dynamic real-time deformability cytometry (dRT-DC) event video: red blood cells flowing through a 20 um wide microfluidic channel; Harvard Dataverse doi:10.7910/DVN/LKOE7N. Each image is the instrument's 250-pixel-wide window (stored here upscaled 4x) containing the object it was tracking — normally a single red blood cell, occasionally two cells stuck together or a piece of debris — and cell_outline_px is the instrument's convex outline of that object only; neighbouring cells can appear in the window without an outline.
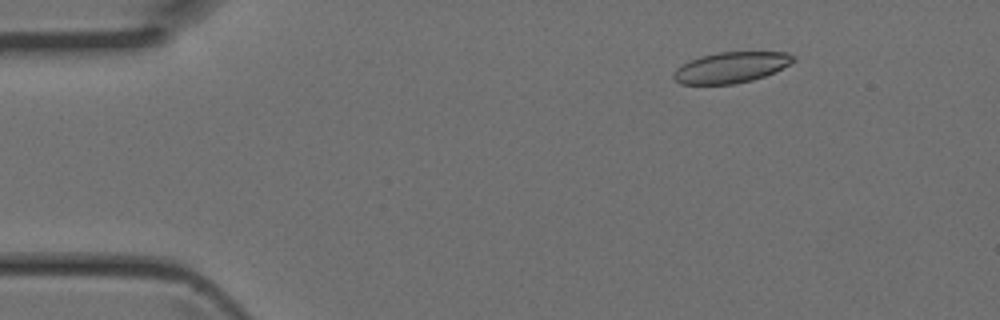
{"species": "Egyptian fruit bat (a non-hibernating species)", "species_latin": "Rousettus aegyptiacus", "temperature_condition": "room temperature", "stored_images_in_passage": 42, "camera_frame_rate_fps": 3000, "um_per_image_px": 0.085, "animal": {"sex": "female"}, "frame": {"image": 1, "passage_image": 6, "time_ms": 1.667, "image_size_px": [1000, 320], "cell_outline_px": [[796, 60], [764, 76], [752, 80], [736, 84], [680, 84], [672, 76], [672, 72], [676, 68], [688, 60], [700, 56], [720, 52], [788, 52], [796, 56]], "centroid_in_image_um": [62.1, 5.73], "position_along_channel_um": 22.9, "area_um2": 21.5}}
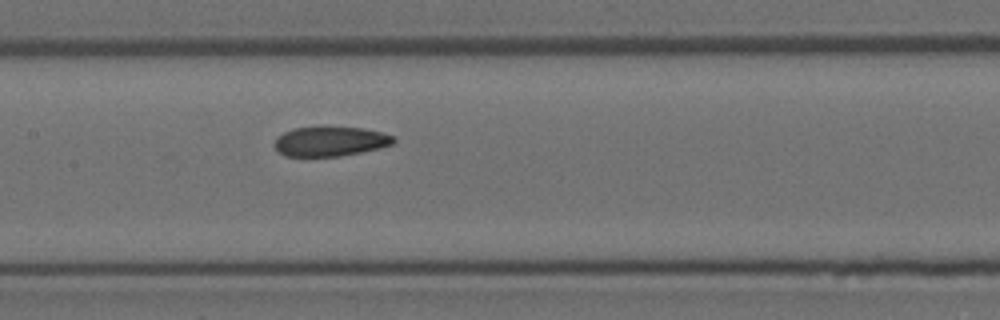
{"frame": {"image": 2, "passage_image": 21, "time_ms": 6.667, "image_size_px": [1000, 320], "cell_outline_px": [[396, 140], [392, 144], [380, 148], [340, 156], [284, 156], [276, 148], [276, 140], [284, 132], [292, 128], [364, 128], [384, 132], [396, 136]], "centroid_in_image_um": [28.15, 12.02], "position_along_channel_um": 179.3, "area_um2": 20.23}}
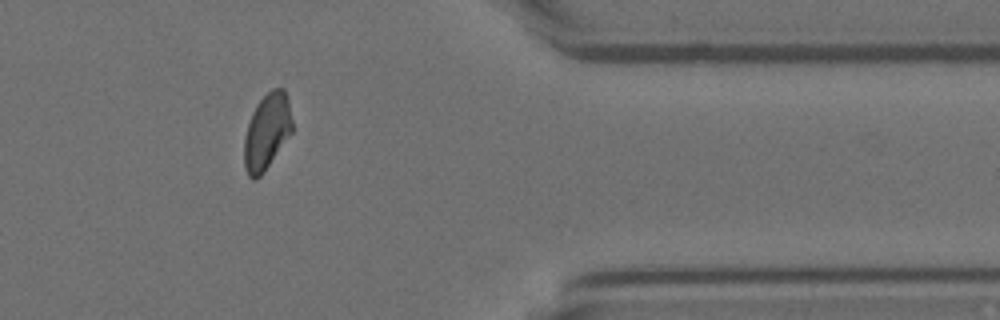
{"frame": {"image": 3, "passage_image": 36, "time_ms": 11.667, "image_size_px": [1000, 320], "cell_outline_px": [[292, 132], [264, 172], [256, 180], [252, 180], [248, 176], [244, 168], [244, 140], [248, 124], [252, 112], [256, 104], [272, 88], [284, 88], [288, 96], [292, 120]], "centroid_in_image_um": [22.68, 11.19], "position_along_channel_um": 388.7, "area_um2": 21.39}}